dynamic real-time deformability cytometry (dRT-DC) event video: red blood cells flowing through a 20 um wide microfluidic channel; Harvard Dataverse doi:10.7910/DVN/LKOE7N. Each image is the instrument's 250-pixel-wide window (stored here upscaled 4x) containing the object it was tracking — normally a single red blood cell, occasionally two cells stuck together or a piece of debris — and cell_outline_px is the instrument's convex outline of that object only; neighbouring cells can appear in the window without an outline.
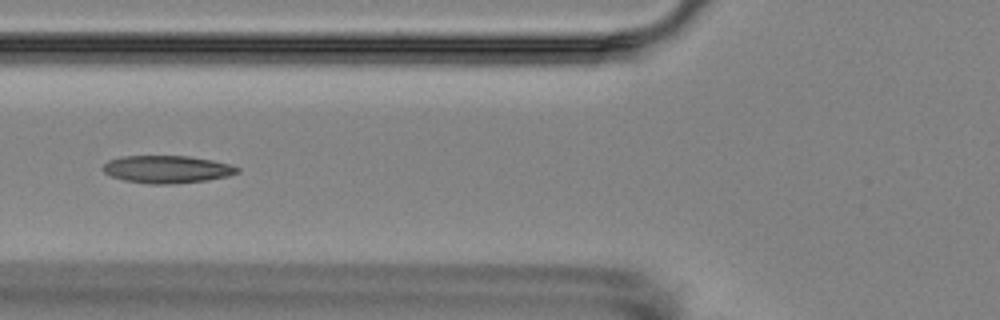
{"species": "Egyptian fruit bat (a non-hibernating species)", "species_latin": "Rousettus aegyptiacus", "temperature_condition": "room temperature", "stored_images_in_passage": 15, "camera_frame_rate_fps": 3000, "um_per_image_px": 0.085, "animal": {"sex": "female"}, "frame": {"image": 1, "passage_image": 4, "time_ms": 3.333, "image_size_px": [1000, 320], "cell_outline_px": [[240, 172], [228, 176], [208, 180], [168, 184], [148, 184], [124, 180], [112, 176], [104, 172], [100, 168], [108, 160], [120, 156], [188, 156], [212, 160], [232, 164], [240, 168]], "centroid_in_image_um": [14.2, 14.38], "position_along_channel_um": 111.6, "area_um2": 21.73}}
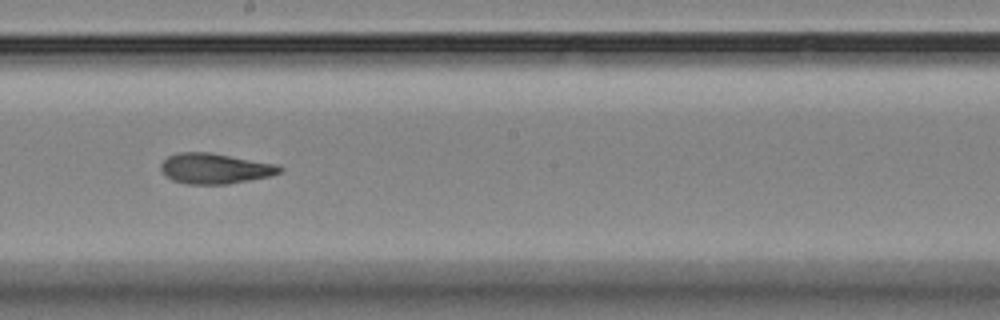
{"frame": {"image": 2, "passage_image": 7, "time_ms": 6.667, "image_size_px": [1000, 320], "cell_outline_px": [[284, 168], [280, 172], [272, 176], [228, 184], [184, 184], [172, 180], [160, 168], [160, 164], [168, 156], [180, 152], [208, 152], [276, 164]], "centroid_in_image_um": [18.28, 14.33], "position_along_channel_um": 229.9, "area_um2": 20.98}}
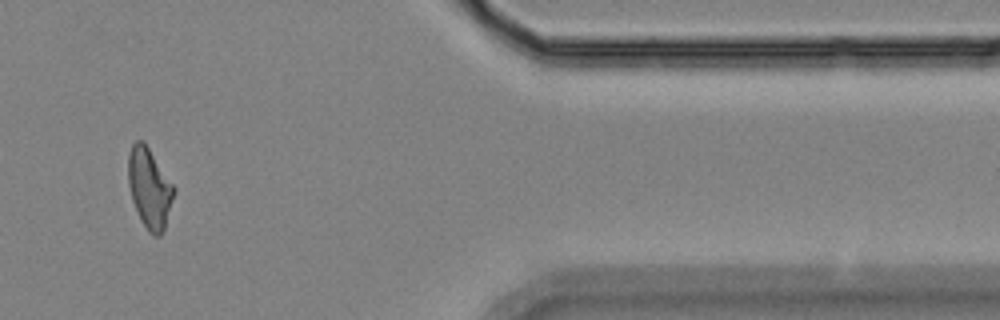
{"frame": {"image": 3, "passage_image": 12, "time_ms": 12.333, "image_size_px": [1000, 320], "cell_outline_px": [[176, 192], [164, 228], [160, 236], [152, 236], [148, 232], [140, 220], [132, 200], [128, 184], [128, 156], [132, 144], [136, 140], [144, 140], [176, 188]], "centroid_in_image_um": [12.71, 15.99], "position_along_channel_um": 398.7, "area_um2": 21.62}, "authors_computed_cell_mechanics": {"area_um2": 21.386, "velocity_mm_per_s": 3.558, "shape_relaxation_time_tau1_ms": null, "shape_relaxation_time_tau2_ms": 3.3187, "deformation_change_tau1": null, "deformation_change_tau2": 0.1087}}